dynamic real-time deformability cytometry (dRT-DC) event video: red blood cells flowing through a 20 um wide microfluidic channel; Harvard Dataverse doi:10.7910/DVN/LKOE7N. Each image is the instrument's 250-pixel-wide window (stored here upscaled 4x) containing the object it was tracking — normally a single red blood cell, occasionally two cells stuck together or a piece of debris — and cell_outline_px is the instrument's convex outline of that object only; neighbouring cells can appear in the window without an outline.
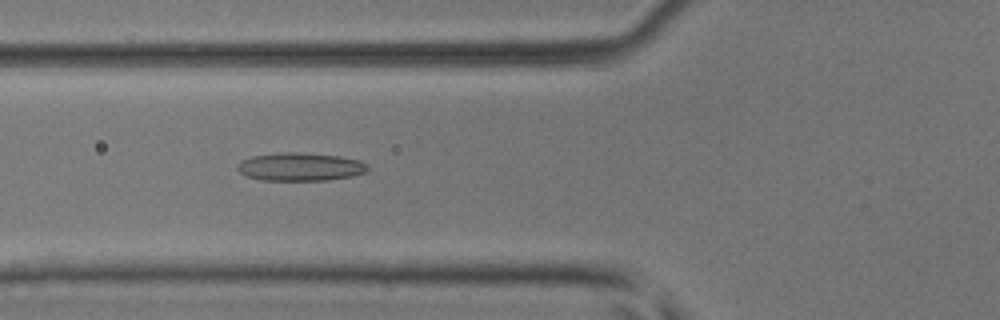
{"species": "common noctule bat (a hibernating species)", "species_latin": "Nyctalus noctula", "temperature_condition": "room temperature", "stored_images_in_passage": 49, "camera_frame_rate_fps": 3000, "um_per_image_px": 0.085, "animal": {"sex": "male", "body_mass_g": 17.9, "forearm_length_mm": 54.2}, "frame": {"image": 1, "passage_image": 19, "time_ms": 6.0, "image_size_px": [1000, 320], "cell_outline_px": [[368, 168], [364, 172], [352, 176], [328, 180], [260, 180], [248, 176], [240, 172], [236, 168], [236, 164], [240, 160], [252, 156], [280, 152], [296, 152], [340, 156], [360, 160], [368, 164]], "centroid_in_image_um": [25.5, 14.17], "position_along_channel_um": 100.3, "area_um2": 21.44}}
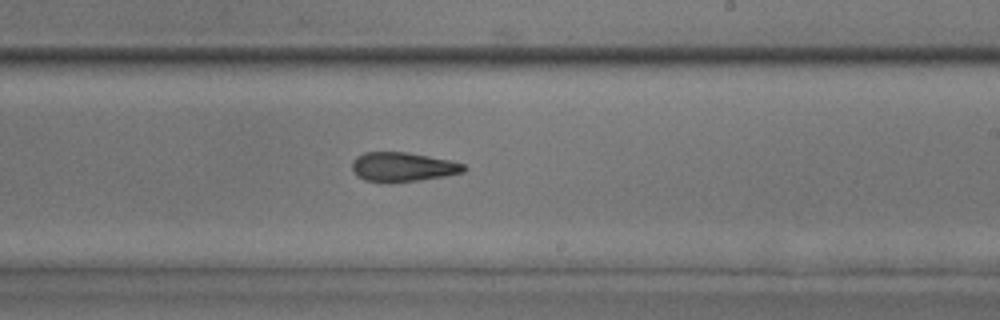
{"frame": {"image": 2, "passage_image": 30, "time_ms": 9.667, "image_size_px": [1000, 320], "cell_outline_px": [[468, 168], [464, 172], [444, 176], [416, 180], [364, 180], [352, 168], [352, 160], [356, 156], [364, 152], [408, 152], [452, 160], [464, 164]], "centroid_in_image_um": [34.3, 14.14], "position_along_channel_um": 254.7, "area_um2": 18.55}}
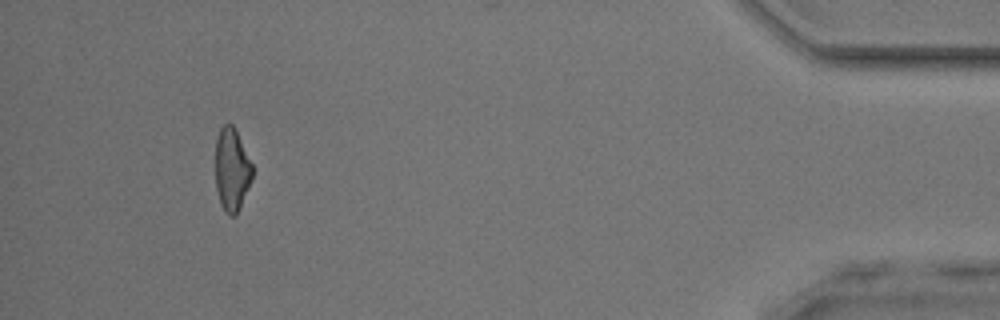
{"frame": {"image": 3, "passage_image": 46, "time_ms": 15.0, "image_size_px": [1000, 320], "cell_outline_px": [[252, 176], [240, 208], [236, 216], [232, 216], [224, 212], [220, 204], [216, 188], [216, 140], [220, 128], [224, 124], [232, 124], [236, 128], [252, 164]], "centroid_in_image_um": [19.7, 14.41], "position_along_channel_um": 415.5, "area_um2": 17.86}, "authors_computed_cell_mechanics": {"area_um2": 19.941, "velocity_mm_per_s": 4.2255, "shape_relaxation_time_tau1_ms": 8.7175, "shape_relaxation_time_tau2_ms": 2.8409, "deformation_change_tau1": 0.1649, "deformation_change_tau2": 0.1207}}